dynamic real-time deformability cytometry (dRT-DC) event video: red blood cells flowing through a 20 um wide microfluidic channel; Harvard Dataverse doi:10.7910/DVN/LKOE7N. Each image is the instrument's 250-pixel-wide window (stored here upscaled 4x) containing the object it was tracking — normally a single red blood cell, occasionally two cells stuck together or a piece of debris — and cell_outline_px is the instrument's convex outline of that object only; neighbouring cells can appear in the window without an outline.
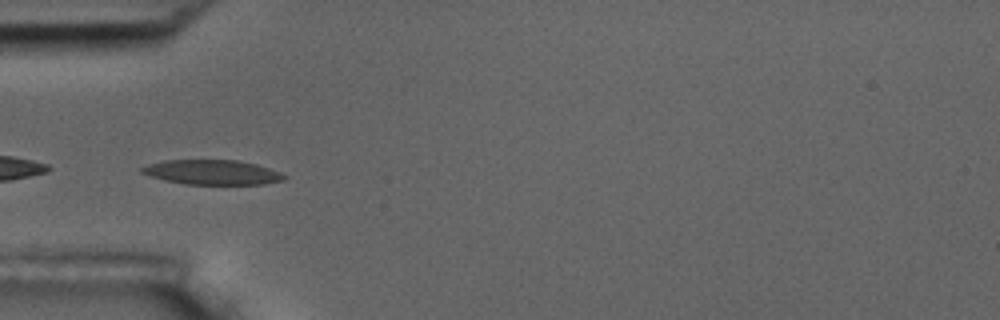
{"species": "common noctule bat (a hibernating species)", "species_latin": "Nyctalus noctula", "temperature_condition": "room temperature", "stored_images_in_passage": 9, "camera_frame_rate_fps": 3000, "um_per_image_px": 0.085, "animal": {"sex": "male", "body_mass_g": 17.5, "forearm_length_mm": 52.3}, "frame": {"image": 1, "passage_image": 6, "time_ms": 5.667, "image_size_px": [1000, 320], "cell_outline_px": [[288, 176], [284, 180], [264, 184], [184, 184], [164, 180], [140, 172], [140, 168], [148, 164], [164, 160], [236, 160], [256, 164], [280, 172]], "centroid_in_image_um": [18.04, 14.64], "position_along_channel_um": 67.0, "area_um2": 20.46}}
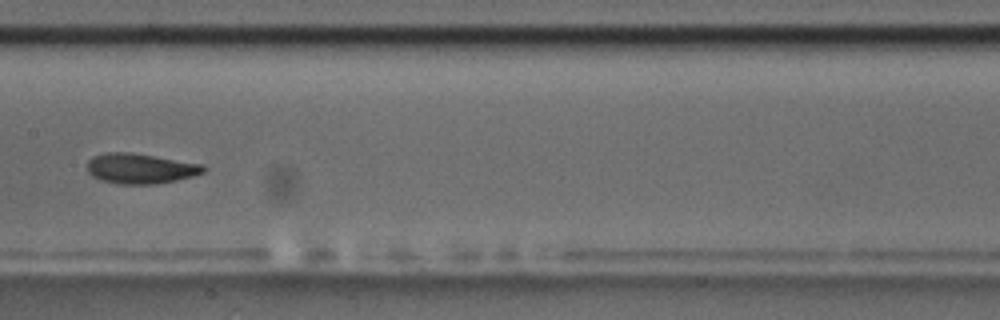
{"frame": {"image": 2, "passage_image": 9, "time_ms": 9.333, "image_size_px": [1000, 320], "cell_outline_px": [[208, 168], [204, 172], [192, 176], [176, 180], [156, 184], [116, 184], [100, 180], [92, 176], [88, 172], [88, 160], [92, 156], [108, 152], [128, 152], [204, 164]], "centroid_in_image_um": [11.93, 14.33], "position_along_channel_um": 195.5, "area_um2": 20.52}}